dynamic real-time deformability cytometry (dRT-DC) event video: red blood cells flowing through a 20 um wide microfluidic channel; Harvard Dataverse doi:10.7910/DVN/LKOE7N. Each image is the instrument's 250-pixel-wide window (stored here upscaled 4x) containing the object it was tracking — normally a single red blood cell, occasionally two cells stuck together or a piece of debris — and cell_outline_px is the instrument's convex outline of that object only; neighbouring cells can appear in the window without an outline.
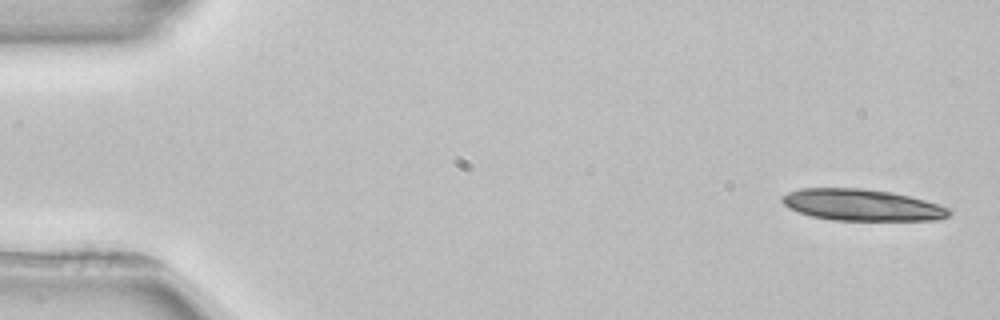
{"species": "common noctule bat (a hibernating species)", "species_latin": "Nyctalus noctula", "temperature_condition": "room temperature", "stored_images_in_passage": 4, "camera_frame_rate_fps": 3000, "um_per_image_px": 0.085, "animal": {"sex": "female", "body_mass_g": 22.7, "forearm_length_mm": 54.2}, "frame": {"image": 1, "passage_image": 1, "time_ms": 0.0, "image_size_px": [1000, 320], "cell_outline_px": [[952, 212], [948, 216], [940, 220], [832, 220], [812, 216], [788, 208], [780, 200], [780, 196], [788, 192], [800, 188], [864, 188], [892, 192], [924, 200], [948, 208]], "centroid_in_image_um": [73.23, 17.42], "position_along_channel_um": 11.8, "area_um2": 30.69}}
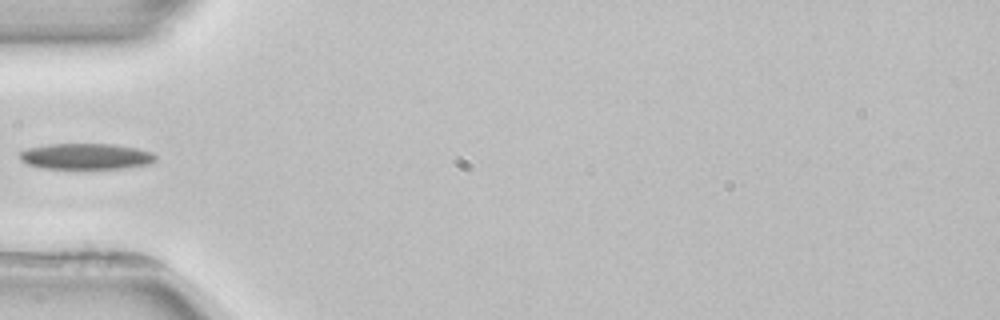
{"frame": {"image": 2, "passage_image": 4, "time_ms": 5.333, "image_size_px": [1000, 320], "cell_outline_px": [[156, 160], [152, 164], [124, 168], [44, 168], [28, 164], [20, 160], [20, 152], [28, 148], [48, 144], [112, 144], [136, 148], [152, 152], [156, 156]], "centroid_in_image_um": [7.34, 13.29], "position_along_channel_um": 77.7, "area_um2": 20.46}}